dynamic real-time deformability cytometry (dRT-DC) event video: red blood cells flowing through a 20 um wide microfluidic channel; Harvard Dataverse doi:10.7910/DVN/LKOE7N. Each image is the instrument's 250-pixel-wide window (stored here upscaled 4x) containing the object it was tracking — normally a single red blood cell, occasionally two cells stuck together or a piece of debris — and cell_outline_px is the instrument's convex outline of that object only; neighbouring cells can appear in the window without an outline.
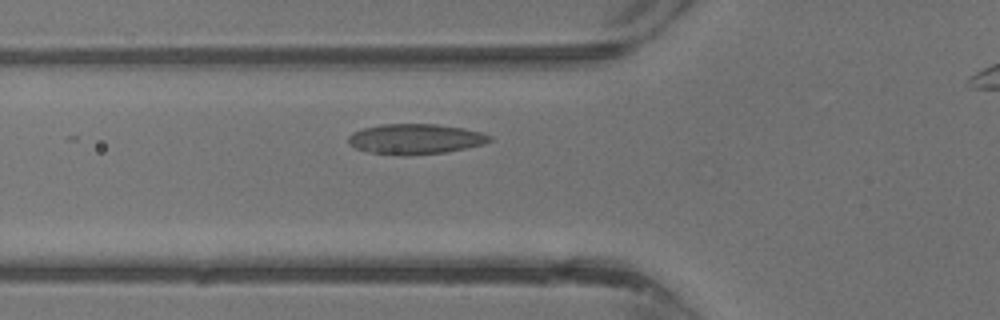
{"species": "common noctule bat (a hibernating species)", "species_latin": "Nyctalus noctula", "temperature_condition": "warm", "stored_images_in_passage": 13, "camera_frame_rate_fps": 3000, "um_per_image_px": 0.085, "animal": {"sex": "male", "body_mass_g": 13.3}, "frame": {"image": 1, "passage_image": 9, "time_ms": 2.667, "image_size_px": [1000, 320], "cell_outline_px": [[492, 140], [484, 144], [444, 152], [408, 156], [400, 156], [372, 152], [356, 148], [348, 144], [348, 136], [352, 132], [364, 128], [380, 124], [436, 124], [464, 128], [480, 132], [492, 136]], "centroid_in_image_um": [35.29, 11.81], "position_along_channel_um": 90.5, "area_um2": 24.97}}
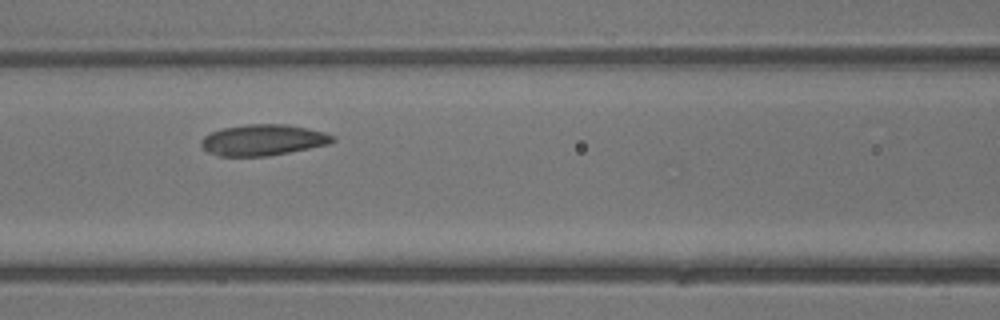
{"frame": {"image": 2, "passage_image": 12, "time_ms": 3.667, "image_size_px": [1000, 320], "cell_outline_px": [[336, 140], [328, 144], [268, 156], [220, 156], [208, 152], [200, 144], [200, 140], [204, 136], [212, 132], [224, 128], [244, 124], [288, 124], [308, 128], [324, 132], [336, 136]], "centroid_in_image_um": [22.37, 11.89], "position_along_channel_um": 144.2, "area_um2": 23.76}}